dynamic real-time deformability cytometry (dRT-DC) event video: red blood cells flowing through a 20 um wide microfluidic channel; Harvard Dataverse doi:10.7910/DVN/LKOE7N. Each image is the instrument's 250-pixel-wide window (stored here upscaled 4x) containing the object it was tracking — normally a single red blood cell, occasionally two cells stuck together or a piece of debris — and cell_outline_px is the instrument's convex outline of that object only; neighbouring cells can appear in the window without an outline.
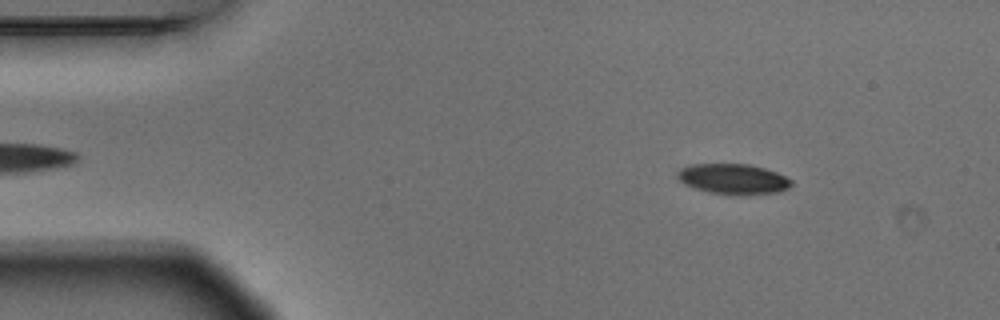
{"species": "Egyptian fruit bat (a non-hibernating species)", "species_latin": "Rousettus aegyptiacus", "temperature_condition": "warm", "stored_images_in_passage": 4, "camera_frame_rate_fps": 3000, "um_per_image_px": 0.085, "animal": {"sex": "male"}, "frame": {"image": 1, "passage_image": 2, "time_ms": 0.333, "image_size_px": [1000, 320], "cell_outline_px": [[792, 184], [788, 188], [780, 192], [708, 192], [684, 184], [676, 176], [676, 172], [680, 168], [692, 164], [748, 164], [764, 168], [776, 172], [792, 180]], "centroid_in_image_um": [62.28, 15.16], "position_along_channel_um": 22.7, "area_um2": 19.31}}